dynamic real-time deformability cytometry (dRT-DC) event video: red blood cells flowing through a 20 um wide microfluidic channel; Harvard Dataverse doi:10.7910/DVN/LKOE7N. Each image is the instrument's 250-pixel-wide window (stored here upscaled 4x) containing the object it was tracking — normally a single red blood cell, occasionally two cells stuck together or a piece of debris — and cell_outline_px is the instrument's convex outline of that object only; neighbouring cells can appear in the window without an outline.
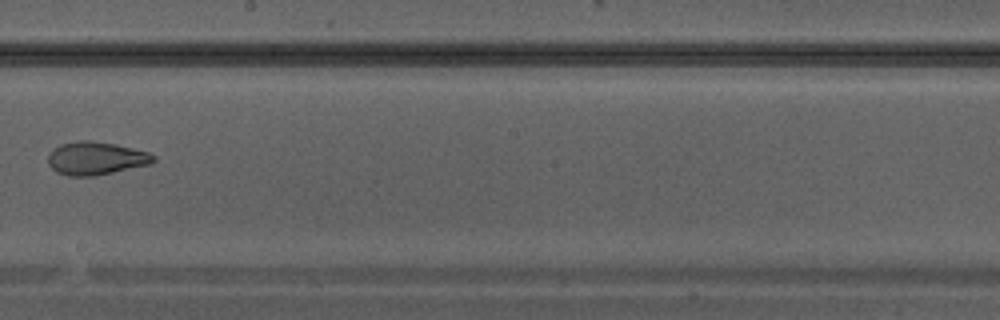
{"species": "Egyptian fruit bat (a non-hibernating species)", "species_latin": "Rousettus aegyptiacus", "temperature_condition": "warm", "stored_images_in_passage": 29, "camera_frame_rate_fps": 3000, "um_per_image_px": 0.085, "animal": {"sex": "male"}, "frame": {"image": 1, "passage_image": 13, "time_ms": 4.0, "image_size_px": [1000, 320], "cell_outline_px": [[156, 160], [152, 164], [92, 176], [68, 176], [56, 172], [48, 164], [48, 156], [60, 144], [80, 140], [88, 140], [116, 144], [148, 152], [156, 156]], "centroid_in_image_um": [8.17, 13.46], "position_along_channel_um": 240.0, "area_um2": 20.23}}